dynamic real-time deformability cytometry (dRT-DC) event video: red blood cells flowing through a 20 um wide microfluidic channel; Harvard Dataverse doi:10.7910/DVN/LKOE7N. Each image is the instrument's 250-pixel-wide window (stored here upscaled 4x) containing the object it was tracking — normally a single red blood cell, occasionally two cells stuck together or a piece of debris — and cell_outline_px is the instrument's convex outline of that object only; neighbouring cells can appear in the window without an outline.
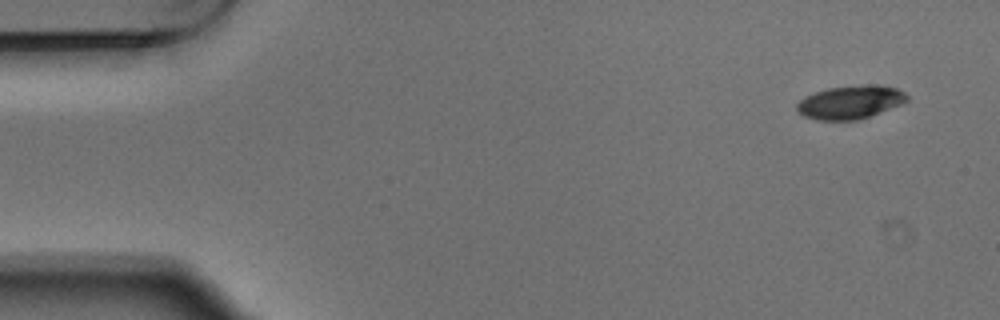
{"species": "Egyptian fruit bat (a non-hibernating species)", "species_latin": "Rousettus aegyptiacus", "temperature_condition": "warm", "stored_images_in_passage": 9, "camera_frame_rate_fps": 3000, "um_per_image_px": 0.085, "animal": {"sex": "male"}, "frame": {"image": 1, "passage_image": 1, "time_ms": 0.0, "image_size_px": [1000, 320], "cell_outline_px": [[908, 100], [904, 104], [856, 120], [816, 120], [804, 116], [796, 108], [796, 104], [800, 100], [816, 92], [828, 88], [868, 84], [884, 84], [896, 88], [904, 92], [908, 96]], "centroid_in_image_um": [72.33, 8.67], "position_along_channel_um": 12.7, "area_um2": 21.39}}
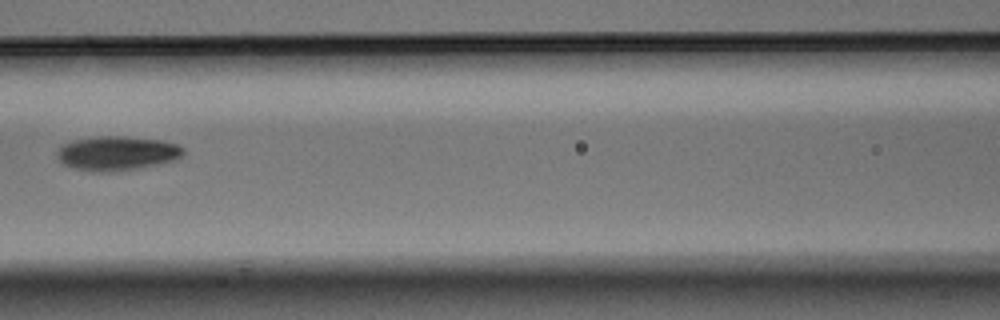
{"frame": {"image": 2, "passage_image": 7, "time_ms": 2.0, "image_size_px": [1000, 320], "cell_outline_px": [[184, 152], [176, 160], [136, 168], [112, 172], [92, 172], [72, 168], [64, 164], [56, 156], [56, 152], [60, 144], [72, 140], [96, 136], [124, 136], [160, 140], [176, 144], [184, 148]], "centroid_in_image_um": [9.88, 13.02], "position_along_channel_um": 156.7, "area_um2": 25.37}}
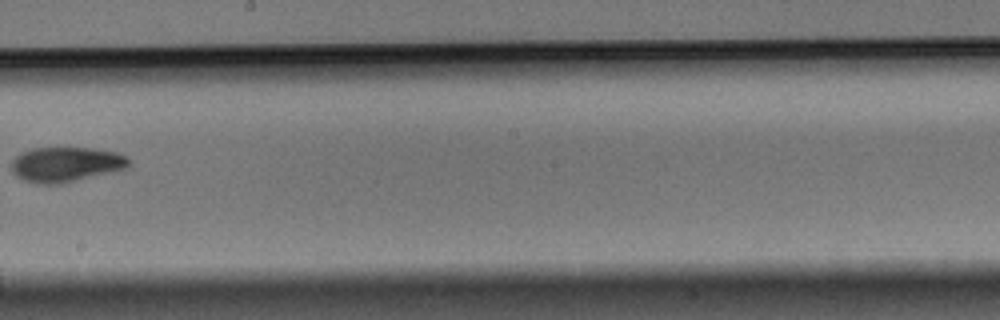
{"frame": {"image": 3, "passage_image": 9, "time_ms": 2.667, "image_size_px": [1000, 320], "cell_outline_px": [[132, 164], [128, 168], [68, 184], [36, 184], [24, 180], [16, 176], [12, 172], [12, 160], [20, 152], [32, 148], [92, 148], [116, 152], [124, 156]], "centroid_in_image_um": [5.61, 14.0], "position_along_channel_um": 242.6, "area_um2": 24.39}}